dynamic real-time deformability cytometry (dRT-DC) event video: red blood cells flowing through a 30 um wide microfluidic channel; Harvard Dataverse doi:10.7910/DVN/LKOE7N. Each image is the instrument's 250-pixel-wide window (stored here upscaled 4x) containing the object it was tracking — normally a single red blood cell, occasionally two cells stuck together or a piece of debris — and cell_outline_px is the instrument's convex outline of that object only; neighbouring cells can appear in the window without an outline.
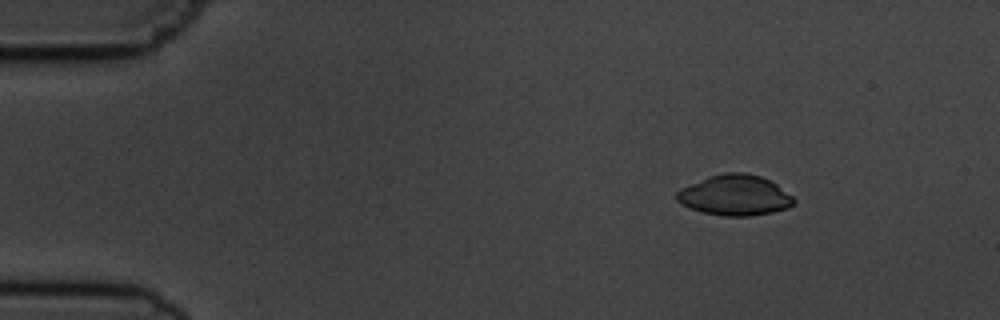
{"species": "common noctule bat (a hibernating species)", "species_latin": "Nyctalus noctula", "temperature_condition": "cold", "stored_images_in_passage": 5, "camera_frame_rate_fps": 3000, "um_per_image_px": 0.085, "animal": {"sex": "male", "body_mass_g": 19.5, "forearm_length_mm": 54.6}, "frame": {"image": 1, "passage_image": 1, "time_ms": 0.0, "image_size_px": [1000, 320], "cell_outline_px": [[796, 200], [788, 208], [772, 212], [752, 216], [724, 216], [704, 212], [692, 208], [676, 200], [676, 192], [680, 188], [708, 176], [724, 172], [744, 172], [760, 176], [776, 184], [792, 196]], "centroid_in_image_um": [62.46, 16.59], "position_along_channel_um": 22.5, "area_um2": 27.51}}
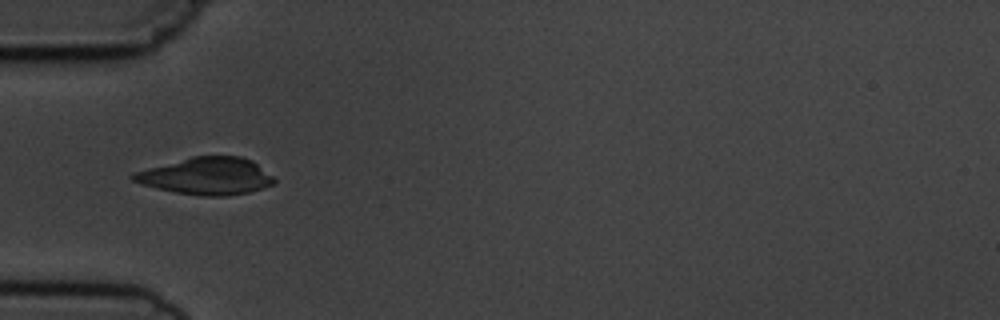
{"frame": {"image": 2, "passage_image": 4, "time_ms": 3.333, "image_size_px": [1000, 320], "cell_outline_px": [[276, 184], [264, 188], [248, 192], [228, 196], [200, 196], [176, 192], [156, 188], [140, 184], [132, 180], [128, 176], [132, 172], [192, 156], [240, 156], [252, 160], [272, 176], [276, 180]], "centroid_in_image_um": [17.54, 14.97], "position_along_channel_um": 67.5, "area_um2": 30.69}}
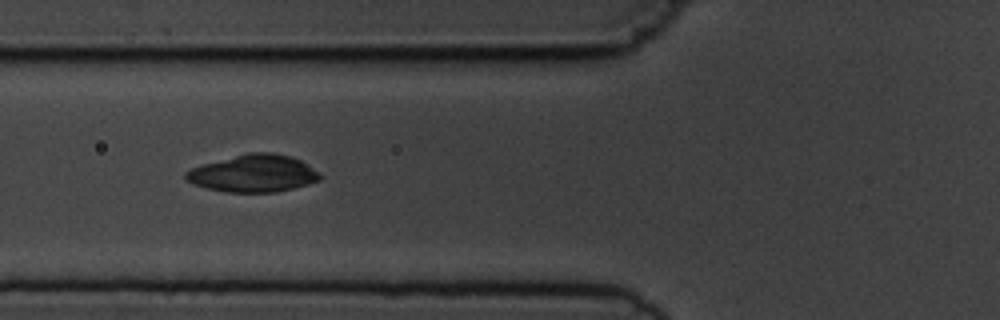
{"frame": {"image": 3, "passage_image": 5, "time_ms": 4.333, "image_size_px": [1000, 320], "cell_outline_px": [[320, 180], [308, 184], [276, 192], [228, 192], [208, 188], [192, 184], [184, 180], [184, 172], [192, 168], [204, 164], [248, 152], [272, 152], [292, 156], [300, 160], [320, 172]], "centroid_in_image_um": [21.54, 14.74], "position_along_channel_um": 104.3, "area_um2": 29.13}}